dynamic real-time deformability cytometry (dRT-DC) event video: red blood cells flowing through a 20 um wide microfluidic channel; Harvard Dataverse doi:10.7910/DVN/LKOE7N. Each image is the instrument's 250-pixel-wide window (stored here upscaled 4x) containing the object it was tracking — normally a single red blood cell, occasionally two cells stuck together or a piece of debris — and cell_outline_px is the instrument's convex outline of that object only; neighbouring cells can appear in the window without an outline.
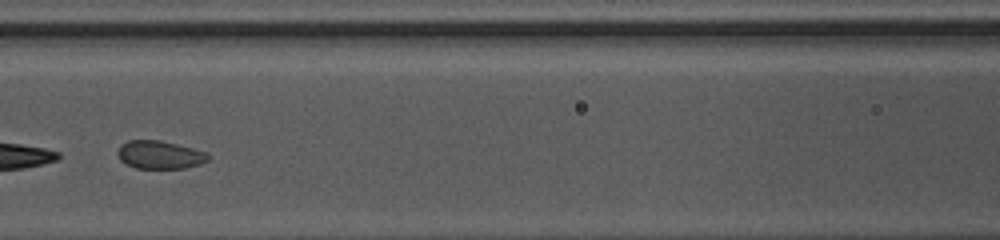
{"species": "common noctule bat (a hibernating species)", "species_latin": "Nyctalus noctula", "temperature_condition": "warm", "stored_images_in_passage": 28, "camera_frame_rate_fps": 3000, "um_per_image_px": 0.085, "animal": {"sex": "female", "body_mass_g": 10.0, "forearm_length_mm": 53.1}, "frame": {"image": 1, "passage_image": 9, "time_ms": 2.667, "image_size_px": [1000, 240], "cell_outline_px": [[208, 160], [200, 164], [184, 168], [136, 168], [120, 160], [116, 152], [120, 144], [128, 140], [160, 140], [208, 152]], "centroid_in_image_um": [13.55, 13.15], "position_along_channel_um": 153.0, "area_um2": 14.8}}